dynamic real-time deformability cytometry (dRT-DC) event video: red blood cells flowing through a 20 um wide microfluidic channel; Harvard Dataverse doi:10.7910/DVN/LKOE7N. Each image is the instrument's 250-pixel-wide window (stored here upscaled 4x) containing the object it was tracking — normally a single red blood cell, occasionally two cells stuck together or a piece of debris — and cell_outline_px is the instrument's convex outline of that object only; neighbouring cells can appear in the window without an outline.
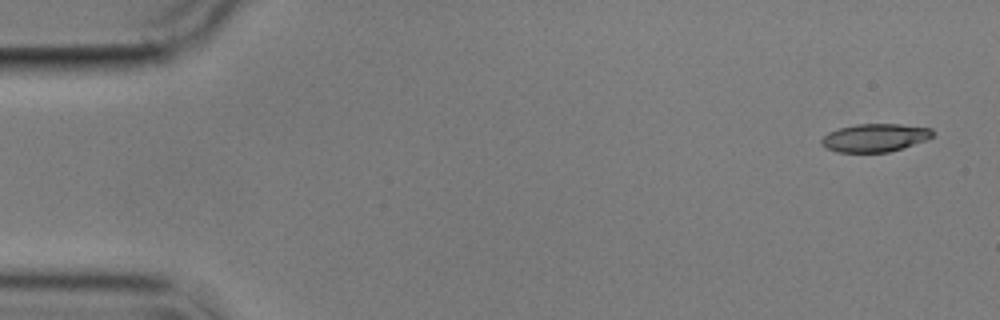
{"species": "common noctule bat (a hibernating species)", "species_latin": "Nyctalus noctula", "temperature_condition": "cold", "stored_images_in_passage": 5, "camera_frame_rate_fps": 3000, "um_per_image_px": 0.085, "animal": {"sex": "male", "body_mass_g": 17.9}, "frame": {"image": 1, "passage_image": 1, "time_ms": 0.0, "image_size_px": [1000, 320], "cell_outline_px": [[936, 132], [928, 140], [888, 152], [836, 152], [824, 148], [820, 144], [820, 140], [828, 132], [840, 128], [856, 124], [900, 124], [932, 128]], "centroid_in_image_um": [74.37, 11.71], "position_along_channel_um": 10.6, "area_um2": 18.38}}
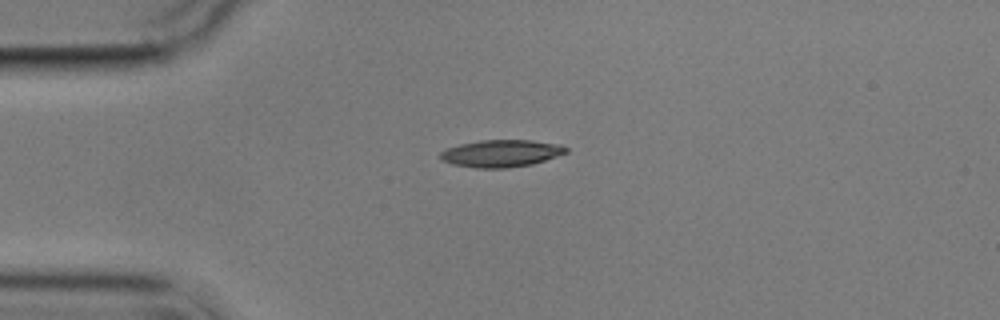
{"frame": {"image": 2, "passage_image": 4, "time_ms": 3.667, "image_size_px": [1000, 320], "cell_outline_px": [[568, 152], [532, 164], [504, 168], [476, 168], [452, 164], [440, 160], [440, 152], [448, 148], [460, 144], [480, 140], [532, 140], [560, 144], [568, 148]], "centroid_in_image_um": [42.59, 13.03], "position_along_channel_um": 42.4, "area_um2": 19.88}}